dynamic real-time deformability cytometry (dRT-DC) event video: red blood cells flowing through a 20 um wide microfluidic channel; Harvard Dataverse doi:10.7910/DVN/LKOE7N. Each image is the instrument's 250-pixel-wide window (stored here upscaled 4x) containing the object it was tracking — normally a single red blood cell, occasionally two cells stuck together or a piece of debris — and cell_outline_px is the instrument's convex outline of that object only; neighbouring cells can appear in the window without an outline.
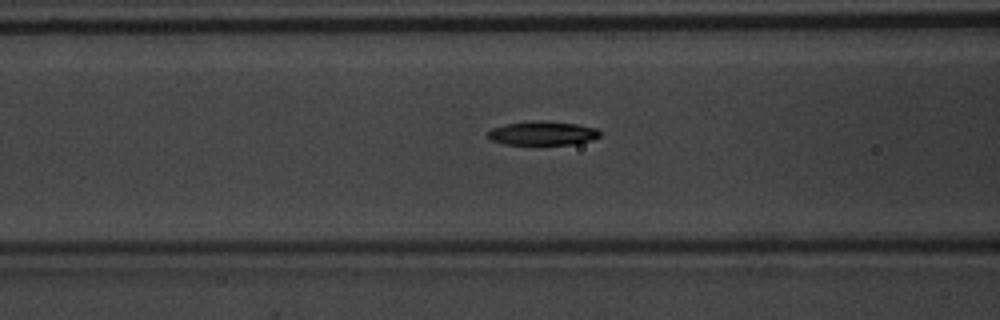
{"species": "common noctule bat (a hibernating species)", "species_latin": "Nyctalus noctula", "temperature_condition": "warm", "stored_images_in_passage": 38, "camera_frame_rate_fps": 3000, "um_per_image_px": 0.085, "animal": {"sex": "male", "body_mass_g": 20.1, "forearm_length_mm": 53.5}, "frame": {"image": 1, "passage_image": 6, "time_ms": 1.667, "image_size_px": [1000, 320], "cell_outline_px": [[600, 136], [592, 140], [576, 144], [504, 144], [492, 140], [488, 136], [488, 132], [492, 128], [508, 124], [576, 124], [596, 128], [600, 132]], "centroid_in_image_um": [46.17, 11.39], "position_along_channel_um": 120.4, "area_um2": 14.39}}
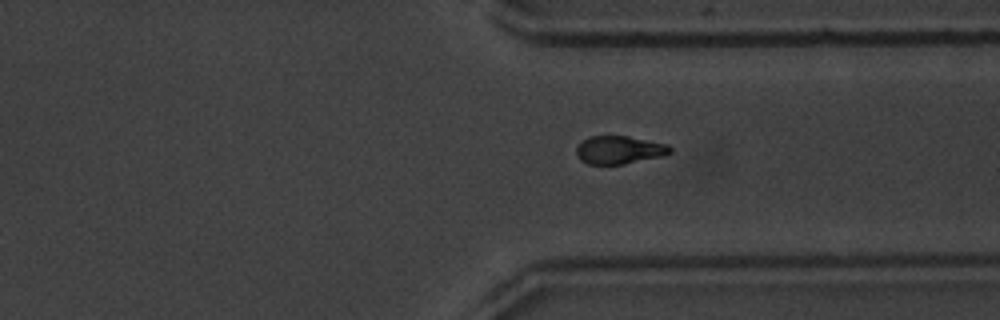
{"frame": {"image": 2, "passage_image": 25, "time_ms": 8.0, "image_size_px": [1000, 320], "cell_outline_px": [[672, 152], [660, 156], [624, 164], [588, 164], [580, 160], [576, 152], [576, 148], [588, 136], [628, 136], [668, 144], [672, 148]], "centroid_in_image_um": [52.64, 12.74], "position_along_channel_um": 358.8, "area_um2": 15.2}}
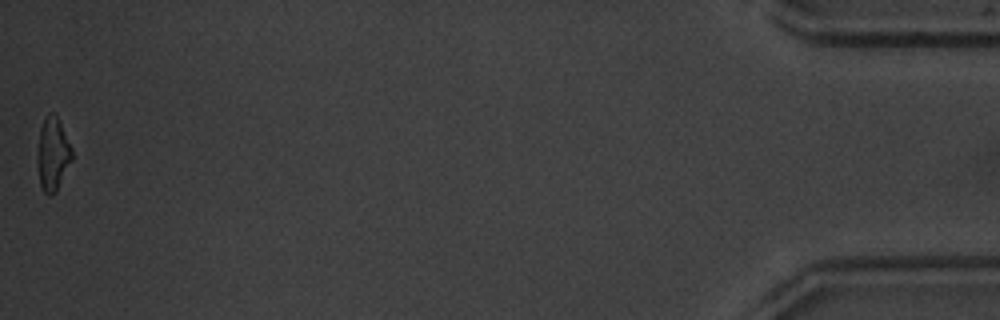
{"frame": {"image": 3, "passage_image": 38, "time_ms": 12.333, "image_size_px": [1000, 320], "cell_outline_px": [[72, 160], [56, 192], [52, 196], [48, 196], [44, 192], [40, 184], [36, 160], [36, 156], [40, 128], [48, 112], [52, 112], [56, 116], [72, 148]], "centroid_in_image_um": [4.46, 13.14], "position_along_channel_um": 430.7, "area_um2": 14.8}, "authors_computed_cell_mechanics": {"area_um2": 15.7216, "velocity_mm_per_s": 3.7708, "shape_relaxation_time_tau1_ms": 2.4832, "shape_relaxation_time_tau2_ms": null, "deformation_change_tau1": 0.1584, "deformation_change_tau2": null}}